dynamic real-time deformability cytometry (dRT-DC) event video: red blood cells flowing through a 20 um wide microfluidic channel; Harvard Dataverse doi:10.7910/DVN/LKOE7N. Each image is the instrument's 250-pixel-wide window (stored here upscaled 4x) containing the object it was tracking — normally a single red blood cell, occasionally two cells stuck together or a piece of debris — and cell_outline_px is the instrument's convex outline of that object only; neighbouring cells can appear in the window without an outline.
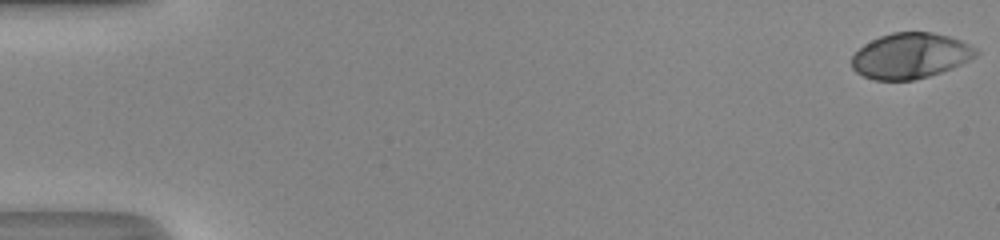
{"species": "human", "species_latin": "Homo sapiens", "temperature_condition": "room temperature", "stored_images_in_passage": 51, "camera_frame_rate_fps": 3000, "um_per_image_px": 0.085, "donor": {"sex": "male"}, "frame": {"image": 1, "passage_image": 1, "time_ms": 0.0, "image_size_px": [1000, 240], "cell_outline_px": [[980, 52], [976, 56], [952, 68], [928, 76], [912, 80], [876, 80], [864, 76], [856, 72], [852, 68], [852, 56], [864, 44], [880, 36], [892, 32], [932, 32], [948, 36], [960, 40], [976, 48]], "centroid_in_image_um": [77.38, 4.74], "position_along_channel_um": 7.6, "area_um2": 32.77}}
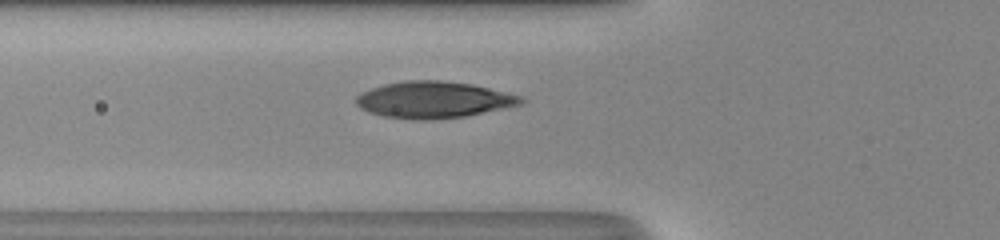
{"frame": {"image": 2, "passage_image": 20, "time_ms": 6.333, "image_size_px": [1000, 240], "cell_outline_px": [[528, 100], [524, 104], [464, 116], [432, 120], [412, 120], [384, 116], [368, 112], [360, 108], [356, 104], [356, 96], [360, 92], [384, 84], [404, 80], [440, 80], [472, 84], [524, 96]], "centroid_in_image_um": [36.88, 8.48], "position_along_channel_um": 88.9, "area_um2": 35.49}}
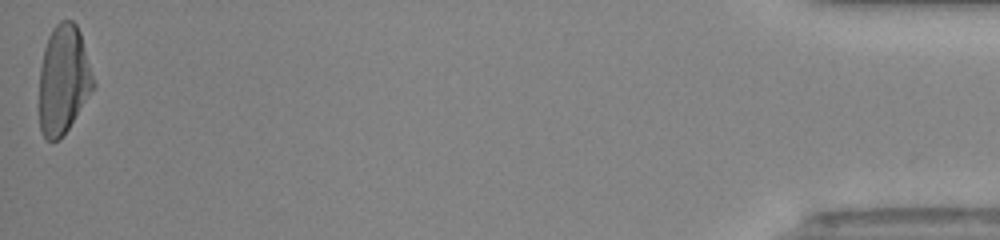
{"frame": {"image": 3, "passage_image": 51, "time_ms": 16.667, "image_size_px": [1000, 240], "cell_outline_px": [[96, 88], [60, 140], [48, 140], [44, 136], [40, 128], [40, 68], [44, 48], [48, 36], [52, 28], [60, 20], [72, 20], [76, 24], [80, 32], [96, 84]], "centroid_in_image_um": [5.42, 6.77], "position_along_channel_um": 429.8, "area_um2": 34.51}, "authors_computed_cell_mechanics": {"area_um2": 33.8708, "velocity_mm_per_s": 4.2189, "shape_relaxation_time_tau1_ms": 4.1253, "shape_relaxation_time_tau2_ms": null, "deformation_change_tau1": 0.2319, "deformation_change_tau2": null}}